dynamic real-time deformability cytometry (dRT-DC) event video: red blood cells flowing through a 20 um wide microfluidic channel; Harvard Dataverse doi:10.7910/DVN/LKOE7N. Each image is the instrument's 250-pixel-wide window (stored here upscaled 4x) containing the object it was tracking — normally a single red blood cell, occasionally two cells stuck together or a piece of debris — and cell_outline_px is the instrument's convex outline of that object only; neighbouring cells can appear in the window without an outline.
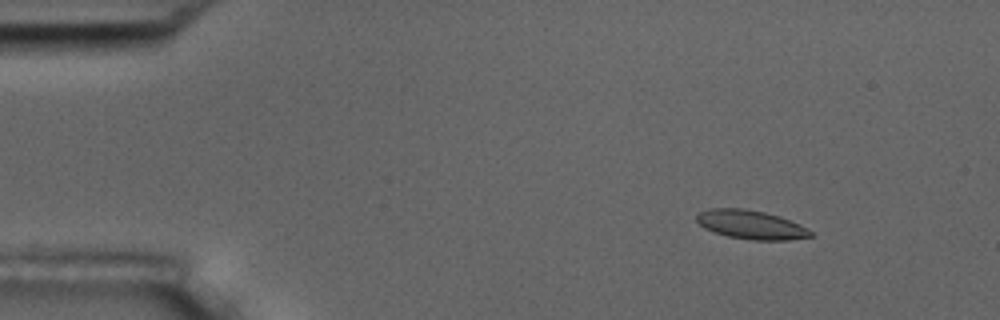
{"species": "common noctule bat (a hibernating species)", "species_latin": "Nyctalus noctula", "temperature_condition": "room temperature", "stored_images_in_passage": 6, "camera_frame_rate_fps": 3000, "um_per_image_px": 0.085, "animal": {"sex": "male", "body_mass_g": 17.5, "forearm_length_mm": 52.3}, "frame": {"image": 1, "passage_image": 3, "time_ms": 0.667, "image_size_px": [1000, 320], "cell_outline_px": [[812, 236], [788, 240], [752, 240], [728, 236], [704, 228], [696, 220], [696, 216], [700, 212], [712, 208], [744, 208], [764, 212], [780, 216], [800, 224], [812, 232]], "centroid_in_image_um": [63.84, 19.09], "position_along_channel_um": 21.2, "area_um2": 19.02}}
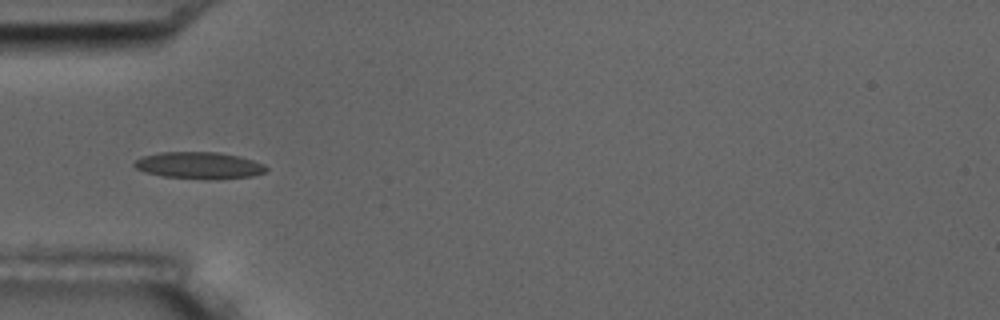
{"frame": {"image": 2, "passage_image": 6, "time_ms": 1.667, "image_size_px": [1000, 320], "cell_outline_px": [[268, 172], [252, 176], [220, 180], [204, 180], [164, 176], [144, 172], [136, 168], [132, 164], [140, 156], [160, 152], [220, 152], [240, 156], [264, 164], [268, 168]], "centroid_in_image_um": [16.95, 14.07], "position_along_channel_um": 68.0, "area_um2": 21.1}}